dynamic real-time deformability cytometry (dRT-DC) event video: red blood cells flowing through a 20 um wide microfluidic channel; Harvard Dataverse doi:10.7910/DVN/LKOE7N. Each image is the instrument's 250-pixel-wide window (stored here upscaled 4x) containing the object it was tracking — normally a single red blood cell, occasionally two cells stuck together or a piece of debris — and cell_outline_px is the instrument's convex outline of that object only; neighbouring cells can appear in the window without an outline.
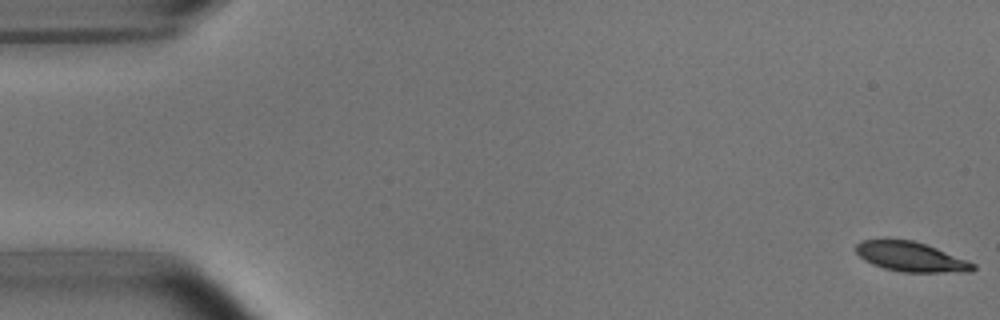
{"species": "common noctule bat (a hibernating species)", "species_latin": "Nyctalus noctula", "temperature_condition": "room temperature", "stored_images_in_passage": 6, "camera_frame_rate_fps": 3000, "um_per_image_px": 0.085, "animal": {"sex": "male", "body_mass_g": 15.6}, "frame": {"image": 1, "passage_image": 1, "time_ms": 0.0, "image_size_px": [1000, 320], "cell_outline_px": [[976, 268], [972, 272], [900, 272], [884, 268], [872, 264], [864, 260], [856, 252], [856, 244], [860, 240], [888, 236], [912, 240], [936, 248], [968, 260], [976, 264]], "centroid_in_image_um": [77.38, 21.79], "position_along_channel_um": 7.6, "area_um2": 20.92}}
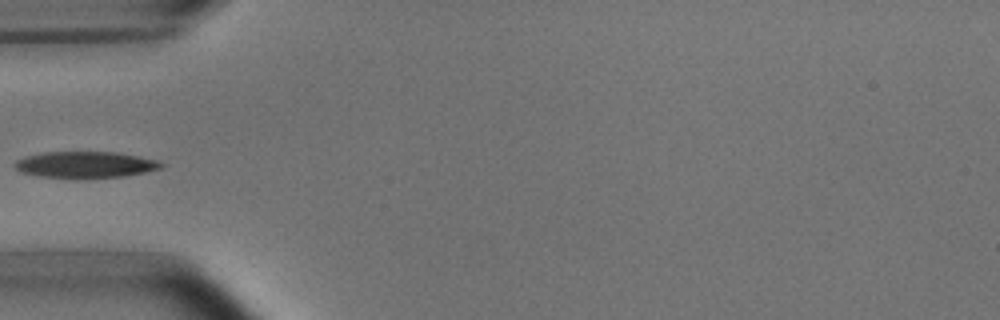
{"frame": {"image": 2, "passage_image": 6, "time_ms": 5.667, "image_size_px": [1000, 320], "cell_outline_px": [[164, 168], [124, 176], [88, 180], [80, 180], [36, 176], [20, 172], [12, 164], [16, 160], [24, 156], [44, 152], [116, 152], [156, 160], [164, 164]], "centroid_in_image_um": [7.2, 14.03], "position_along_channel_um": 77.8, "area_um2": 23.24}}